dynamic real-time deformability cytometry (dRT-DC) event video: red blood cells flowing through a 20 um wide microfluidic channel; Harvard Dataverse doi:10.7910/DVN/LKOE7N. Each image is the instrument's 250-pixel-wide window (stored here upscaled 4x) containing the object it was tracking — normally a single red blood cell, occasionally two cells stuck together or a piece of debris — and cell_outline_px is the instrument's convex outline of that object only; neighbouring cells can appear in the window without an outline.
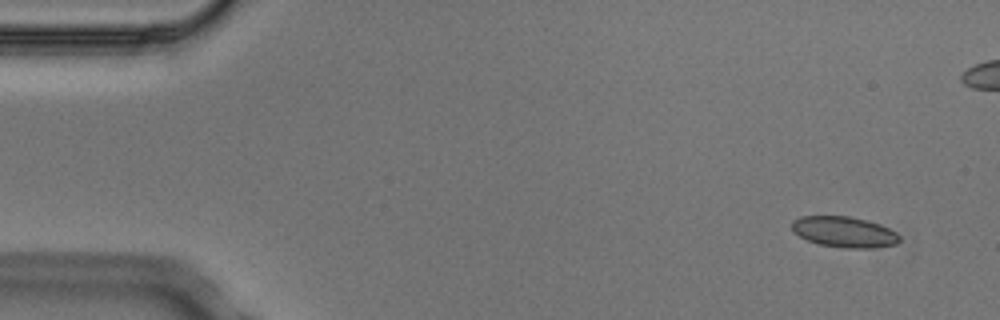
{"species": "Egyptian fruit bat (a non-hibernating species)", "species_latin": "Rousettus aegyptiacus", "temperature_condition": "cold", "stored_images_in_passage": 5, "camera_frame_rate_fps": 3000, "um_per_image_px": 0.085, "animal": {"sex": "male"}, "frame": {"image": 1, "passage_image": 1, "time_ms": 0.0, "image_size_px": [1000, 320], "cell_outline_px": [[900, 240], [896, 244], [876, 248], [844, 248], [820, 244], [808, 240], [800, 236], [792, 228], [792, 220], [800, 216], [848, 216], [880, 224], [896, 232], [900, 236]], "centroid_in_image_um": [71.78, 19.72], "position_along_channel_um": 13.2, "area_um2": 19.19}}